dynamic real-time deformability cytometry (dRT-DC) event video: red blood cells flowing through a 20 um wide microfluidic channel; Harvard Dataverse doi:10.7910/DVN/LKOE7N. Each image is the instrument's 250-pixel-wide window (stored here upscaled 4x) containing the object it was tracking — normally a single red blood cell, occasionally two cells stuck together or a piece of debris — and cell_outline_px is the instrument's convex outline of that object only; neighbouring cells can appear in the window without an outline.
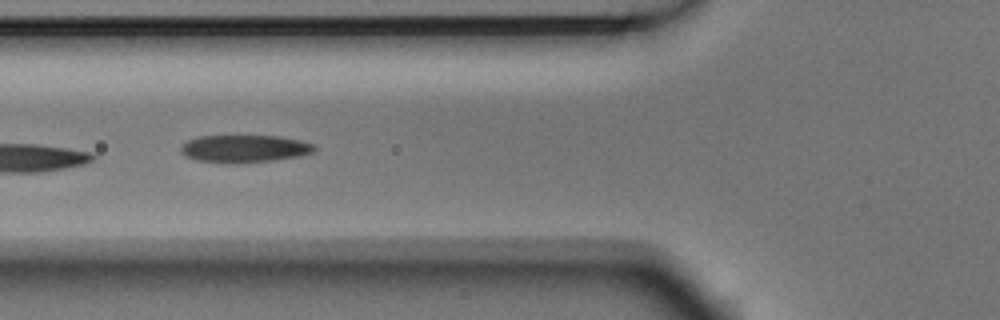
{"species": "Egyptian fruit bat (a non-hibernating species)", "species_latin": "Rousettus aegyptiacus", "temperature_condition": "room temperature", "stored_images_in_passage": 5, "camera_frame_rate_fps": 3000, "um_per_image_px": 0.085, "animal": {"sex": "male"}, "frame": {"image": 1, "passage_image": 5, "time_ms": 1.333, "image_size_px": [1000, 320], "cell_outline_px": [[316, 148], [312, 152], [300, 156], [272, 160], [228, 164], [196, 160], [184, 156], [180, 152], [180, 144], [188, 140], [200, 136], [280, 136], [300, 140], [316, 144]], "centroid_in_image_um": [20.74, 12.64], "position_along_channel_um": 105.1, "area_um2": 21.62}}